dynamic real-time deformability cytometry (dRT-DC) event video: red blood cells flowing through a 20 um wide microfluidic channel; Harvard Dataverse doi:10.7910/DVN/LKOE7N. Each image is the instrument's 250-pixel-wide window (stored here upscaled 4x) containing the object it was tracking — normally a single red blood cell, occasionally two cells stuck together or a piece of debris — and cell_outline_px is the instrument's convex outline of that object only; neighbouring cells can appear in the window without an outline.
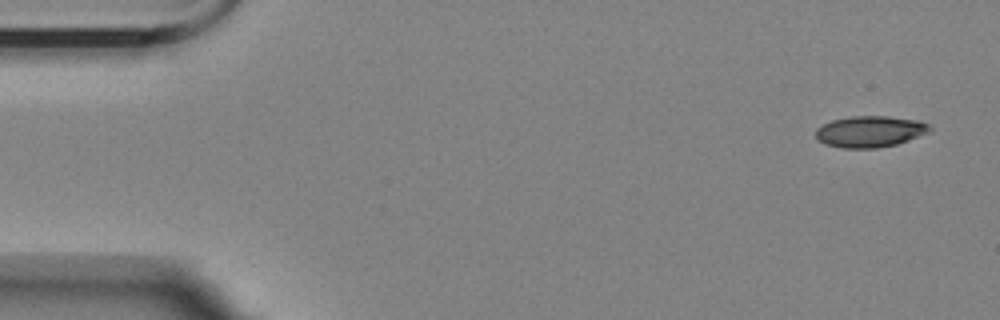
{"species": "Egyptian fruit bat (a non-hibernating species)", "species_latin": "Rousettus aegyptiacus", "temperature_condition": "room temperature", "stored_images_in_passage": 6, "camera_frame_rate_fps": 3000, "um_per_image_px": 0.085, "animal": {"sex": "female"}, "frame": {"image": 1, "passage_image": 1, "time_ms": 0.0, "image_size_px": [1000, 320], "cell_outline_px": [[932, 128], [928, 132], [908, 140], [896, 144], [876, 148], [840, 148], [824, 144], [816, 140], [816, 128], [832, 120], [852, 116], [888, 116], [920, 120], [928, 124]], "centroid_in_image_um": [73.92, 11.18], "position_along_channel_um": 11.1, "area_um2": 20.87}}
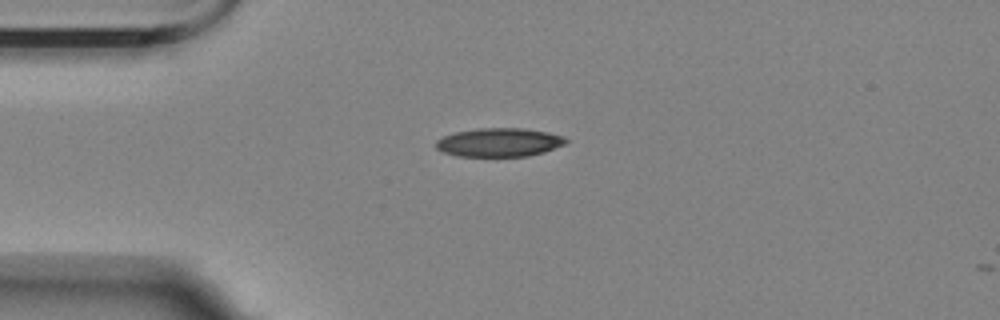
{"frame": {"image": 2, "passage_image": 4, "time_ms": 3.667, "image_size_px": [1000, 320], "cell_outline_px": [[568, 140], [564, 144], [544, 152], [528, 156], [456, 156], [444, 152], [436, 148], [436, 140], [444, 136], [456, 132], [480, 128], [524, 128], [548, 132], [564, 136]], "centroid_in_image_um": [42.44, 12.1], "position_along_channel_um": 42.6, "area_um2": 21.62}}
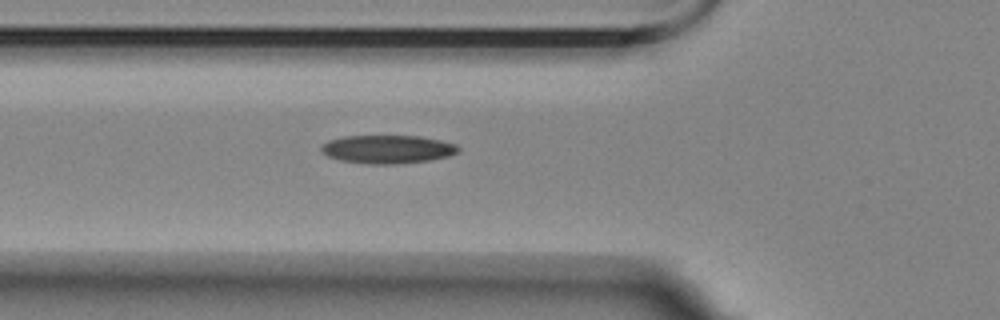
{"frame": {"image": 3, "passage_image": 6, "time_ms": 5.667, "image_size_px": [1000, 320], "cell_outline_px": [[460, 152], [448, 156], [432, 160], [392, 164], [368, 164], [340, 160], [328, 156], [320, 152], [320, 144], [328, 140], [344, 136], [420, 136], [440, 140], [456, 144], [460, 148]], "centroid_in_image_um": [32.93, 12.68], "position_along_channel_um": 92.9, "area_um2": 22.83}}